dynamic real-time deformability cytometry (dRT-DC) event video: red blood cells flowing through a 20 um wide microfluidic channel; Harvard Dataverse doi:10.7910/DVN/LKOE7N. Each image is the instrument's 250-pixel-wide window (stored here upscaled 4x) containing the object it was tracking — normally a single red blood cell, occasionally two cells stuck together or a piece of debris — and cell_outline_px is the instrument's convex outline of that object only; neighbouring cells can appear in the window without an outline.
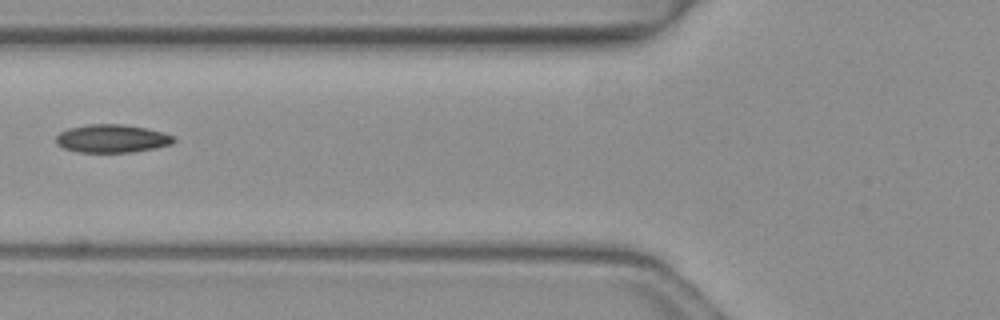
{"species": "common noctule bat (a hibernating species)", "species_latin": "Nyctalus noctula", "temperature_condition": "warm", "stored_images_in_passage": 7, "camera_frame_rate_fps": 3000, "um_per_image_px": 0.085, "animal": {"sex": "female", "body_mass_g": 19.3, "forearm_length_mm": 54.1}, "frame": {"image": 1, "passage_image": 6, "time_ms": 1.667, "image_size_px": [1000, 320], "cell_outline_px": [[176, 140], [172, 144], [156, 148], [132, 152], [76, 152], [64, 148], [56, 144], [56, 136], [60, 132], [68, 128], [88, 124], [120, 124], [148, 128], [164, 132], [172, 136]], "centroid_in_image_um": [9.52, 11.77], "position_along_channel_um": 116.3, "area_um2": 19.42}}
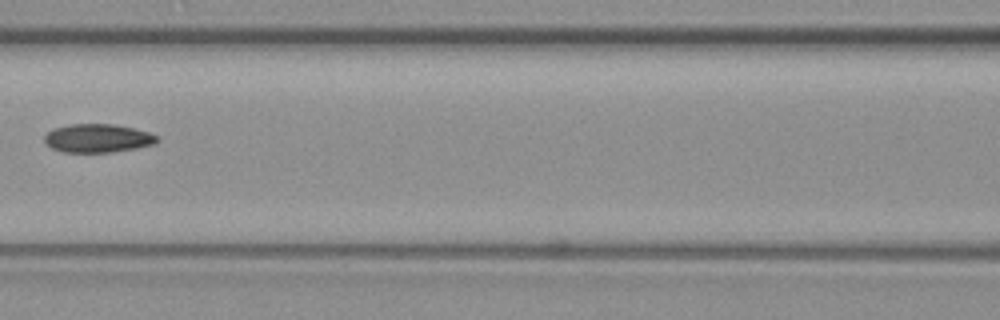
{"frame": {"image": 2, "passage_image": 7, "time_ms": 2.0, "image_size_px": [1000, 320], "cell_outline_px": [[160, 140], [156, 144], [136, 148], [112, 152], [64, 152], [52, 148], [44, 140], [44, 136], [52, 128], [72, 124], [112, 124], [132, 128], [148, 132], [160, 136]], "centroid_in_image_um": [8.34, 11.75], "position_along_channel_um": 158.3, "area_um2": 18.73}}